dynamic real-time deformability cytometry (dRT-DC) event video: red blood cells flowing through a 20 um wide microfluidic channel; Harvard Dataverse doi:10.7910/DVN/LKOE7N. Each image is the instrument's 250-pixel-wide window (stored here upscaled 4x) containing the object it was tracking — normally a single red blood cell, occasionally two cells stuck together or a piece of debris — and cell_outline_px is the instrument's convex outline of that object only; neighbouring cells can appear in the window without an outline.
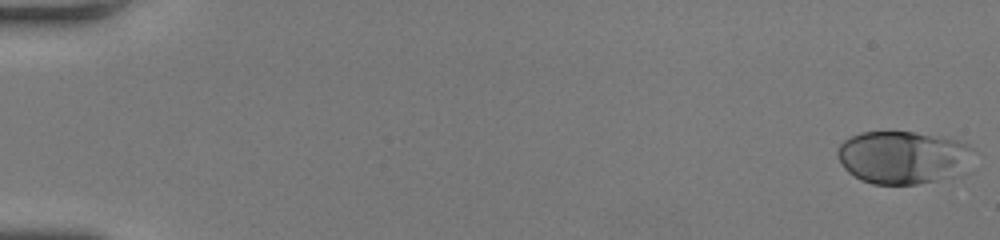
{"species": "human", "species_latin": "Homo sapiens", "temperature_condition": "room temperature", "stored_images_in_passage": 18, "camera_frame_rate_fps": 3000, "um_per_image_px": 0.085, "donor": {"sex": "female"}, "frame": {"image": 1, "passage_image": 1, "time_ms": 0.0, "image_size_px": [1000, 240], "cell_outline_px": [[972, 148], [952, 176], [936, 180], [916, 184], [872, 184], [860, 180], [848, 172], [844, 168], [836, 156], [836, 148], [844, 140], [860, 132], [912, 132], [956, 140]], "centroid_in_image_um": [76.54, 13.37], "position_along_channel_um": 8.5, "area_um2": 40.58}}
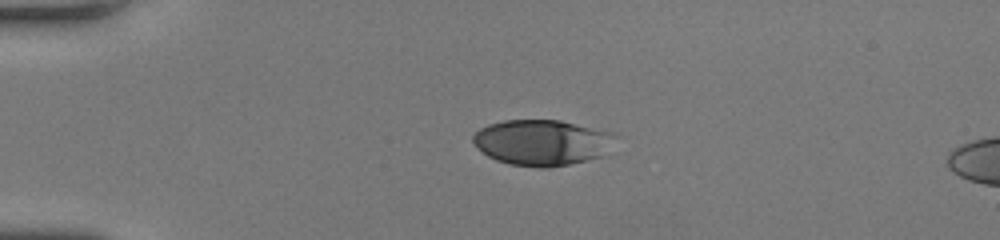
{"frame": {"image": 2, "passage_image": 13, "time_ms": 4.0, "image_size_px": [1000, 240], "cell_outline_px": [[620, 136], [600, 156], [568, 164], [548, 168], [540, 168], [508, 164], [496, 160], [488, 156], [472, 140], [472, 136], [480, 128], [488, 124], [504, 120], [560, 120], [616, 132]], "centroid_in_image_um": [46.1, 12.09], "position_along_channel_um": 38.9, "area_um2": 38.03}}